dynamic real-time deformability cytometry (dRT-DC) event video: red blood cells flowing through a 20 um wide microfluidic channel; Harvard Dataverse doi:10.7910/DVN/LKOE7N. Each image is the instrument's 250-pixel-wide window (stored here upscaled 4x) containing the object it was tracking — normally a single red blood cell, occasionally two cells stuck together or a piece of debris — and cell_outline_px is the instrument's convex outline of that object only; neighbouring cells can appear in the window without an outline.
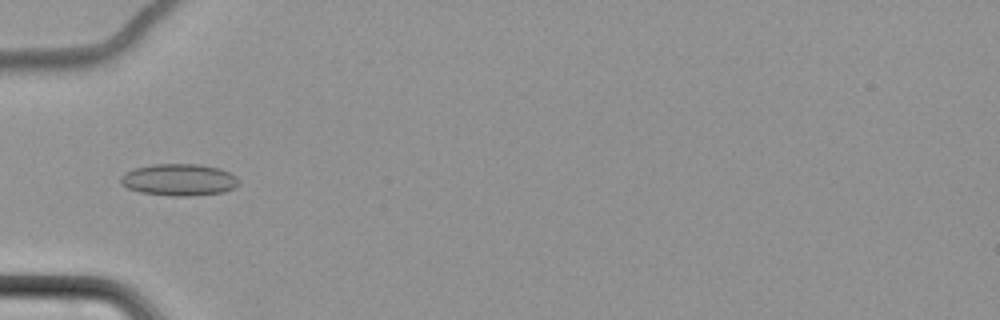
{"species": "common noctule bat (a hibernating species)", "species_latin": "Nyctalus noctula", "temperature_condition": "cold", "stored_images_in_passage": 9, "camera_frame_rate_fps": 3000, "um_per_image_px": 0.085, "animal": {"sex": "female", "body_mass_g": 22.7, "forearm_length_mm": 54.2}, "frame": {"image": 1, "passage_image": 7, "time_ms": 7.333, "image_size_px": [1000, 320], "cell_outline_px": [[240, 184], [224, 192], [192, 196], [172, 196], [140, 192], [128, 188], [120, 184], [120, 176], [124, 172], [132, 168], [152, 164], [200, 164], [220, 168], [236, 176], [240, 180]], "centroid_in_image_um": [15.2, 15.27], "position_along_channel_um": 69.8, "area_um2": 22.25}}
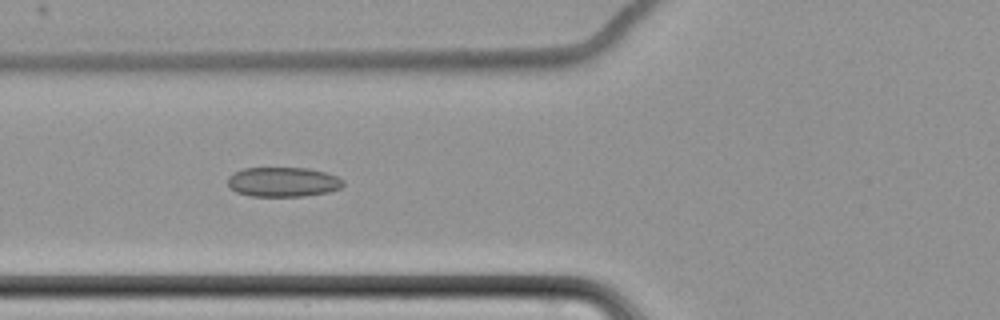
{"frame": {"image": 2, "passage_image": 8, "time_ms": 8.333, "image_size_px": [1000, 320], "cell_outline_px": [[344, 184], [340, 188], [328, 192], [304, 196], [252, 196], [236, 192], [228, 184], [228, 176], [232, 172], [244, 168], [308, 168], [324, 172], [336, 176], [344, 180]], "centroid_in_image_um": [24.05, 15.46], "position_along_channel_um": 101.8, "area_um2": 19.94}}
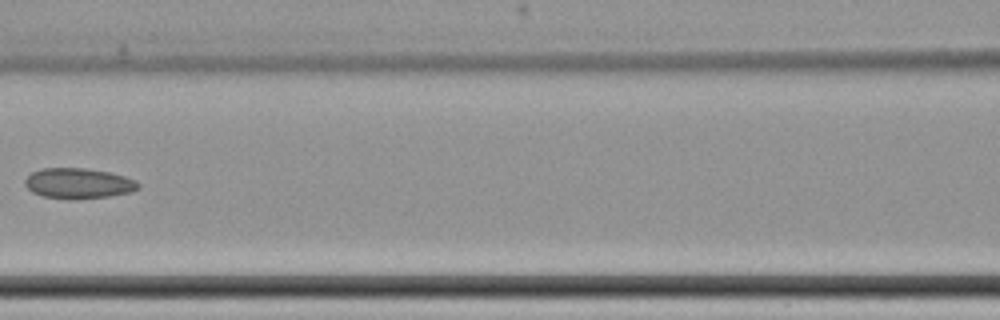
{"frame": {"image": 3, "passage_image": 9, "time_ms": 10.0, "image_size_px": [1000, 320], "cell_outline_px": [[140, 188], [132, 192], [108, 196], [76, 200], [68, 200], [44, 196], [32, 192], [24, 184], [24, 180], [32, 172], [44, 168], [84, 168], [112, 172], [136, 180], [140, 184]], "centroid_in_image_um": [6.69, 15.59], "position_along_channel_um": 159.9, "area_um2": 20.35}}